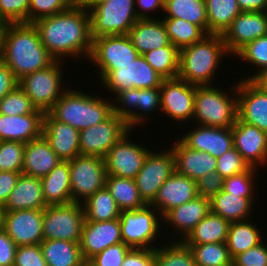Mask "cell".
Segmentation results:
<instances>
[{
  "label": "cell",
  "instance_id": "cell-8",
  "mask_svg": "<svg viewBox=\"0 0 267 266\" xmlns=\"http://www.w3.org/2000/svg\"><path fill=\"white\" fill-rule=\"evenodd\" d=\"M92 39L104 35H127L139 19L134 0H110L88 10Z\"/></svg>",
  "mask_w": 267,
  "mask_h": 266
},
{
  "label": "cell",
  "instance_id": "cell-21",
  "mask_svg": "<svg viewBox=\"0 0 267 266\" xmlns=\"http://www.w3.org/2000/svg\"><path fill=\"white\" fill-rule=\"evenodd\" d=\"M233 145L250 167L259 169L267 164V133L240 121L232 126Z\"/></svg>",
  "mask_w": 267,
  "mask_h": 266
},
{
  "label": "cell",
  "instance_id": "cell-23",
  "mask_svg": "<svg viewBox=\"0 0 267 266\" xmlns=\"http://www.w3.org/2000/svg\"><path fill=\"white\" fill-rule=\"evenodd\" d=\"M178 139L188 148L207 152L215 158L234 147L232 127L198 125Z\"/></svg>",
  "mask_w": 267,
  "mask_h": 266
},
{
  "label": "cell",
  "instance_id": "cell-54",
  "mask_svg": "<svg viewBox=\"0 0 267 266\" xmlns=\"http://www.w3.org/2000/svg\"><path fill=\"white\" fill-rule=\"evenodd\" d=\"M233 266H267V244L261 242L233 259Z\"/></svg>",
  "mask_w": 267,
  "mask_h": 266
},
{
  "label": "cell",
  "instance_id": "cell-38",
  "mask_svg": "<svg viewBox=\"0 0 267 266\" xmlns=\"http://www.w3.org/2000/svg\"><path fill=\"white\" fill-rule=\"evenodd\" d=\"M162 18H180L198 25L208 35L205 0H164Z\"/></svg>",
  "mask_w": 267,
  "mask_h": 266
},
{
  "label": "cell",
  "instance_id": "cell-29",
  "mask_svg": "<svg viewBox=\"0 0 267 266\" xmlns=\"http://www.w3.org/2000/svg\"><path fill=\"white\" fill-rule=\"evenodd\" d=\"M60 161L62 160L42 135L25 143L22 173L41 178L46 176Z\"/></svg>",
  "mask_w": 267,
  "mask_h": 266
},
{
  "label": "cell",
  "instance_id": "cell-58",
  "mask_svg": "<svg viewBox=\"0 0 267 266\" xmlns=\"http://www.w3.org/2000/svg\"><path fill=\"white\" fill-rule=\"evenodd\" d=\"M134 3L139 19H157L151 15L158 9L164 11V0H134Z\"/></svg>",
  "mask_w": 267,
  "mask_h": 266
},
{
  "label": "cell",
  "instance_id": "cell-22",
  "mask_svg": "<svg viewBox=\"0 0 267 266\" xmlns=\"http://www.w3.org/2000/svg\"><path fill=\"white\" fill-rule=\"evenodd\" d=\"M123 242L119 218L111 221H85L79 246L84 260H90L107 247Z\"/></svg>",
  "mask_w": 267,
  "mask_h": 266
},
{
  "label": "cell",
  "instance_id": "cell-45",
  "mask_svg": "<svg viewBox=\"0 0 267 266\" xmlns=\"http://www.w3.org/2000/svg\"><path fill=\"white\" fill-rule=\"evenodd\" d=\"M236 57L257 69L253 75L242 78V80H252L261 71L267 69V35L247 43L234 55V58Z\"/></svg>",
  "mask_w": 267,
  "mask_h": 266
},
{
  "label": "cell",
  "instance_id": "cell-42",
  "mask_svg": "<svg viewBox=\"0 0 267 266\" xmlns=\"http://www.w3.org/2000/svg\"><path fill=\"white\" fill-rule=\"evenodd\" d=\"M170 42L179 50L200 42L207 34L198 26L180 18H161Z\"/></svg>",
  "mask_w": 267,
  "mask_h": 266
},
{
  "label": "cell",
  "instance_id": "cell-31",
  "mask_svg": "<svg viewBox=\"0 0 267 266\" xmlns=\"http://www.w3.org/2000/svg\"><path fill=\"white\" fill-rule=\"evenodd\" d=\"M46 206L41 179L21 173L4 204V211L44 209Z\"/></svg>",
  "mask_w": 267,
  "mask_h": 266
},
{
  "label": "cell",
  "instance_id": "cell-62",
  "mask_svg": "<svg viewBox=\"0 0 267 266\" xmlns=\"http://www.w3.org/2000/svg\"><path fill=\"white\" fill-rule=\"evenodd\" d=\"M252 81L260 87L262 90L267 92V69L261 71L259 74H257Z\"/></svg>",
  "mask_w": 267,
  "mask_h": 266
},
{
  "label": "cell",
  "instance_id": "cell-2",
  "mask_svg": "<svg viewBox=\"0 0 267 266\" xmlns=\"http://www.w3.org/2000/svg\"><path fill=\"white\" fill-rule=\"evenodd\" d=\"M2 62L17 80L47 68L55 62L43 46L33 23H8L3 26Z\"/></svg>",
  "mask_w": 267,
  "mask_h": 266
},
{
  "label": "cell",
  "instance_id": "cell-32",
  "mask_svg": "<svg viewBox=\"0 0 267 266\" xmlns=\"http://www.w3.org/2000/svg\"><path fill=\"white\" fill-rule=\"evenodd\" d=\"M47 205L72 202L69 161H60L46 176L40 178Z\"/></svg>",
  "mask_w": 267,
  "mask_h": 266
},
{
  "label": "cell",
  "instance_id": "cell-20",
  "mask_svg": "<svg viewBox=\"0 0 267 266\" xmlns=\"http://www.w3.org/2000/svg\"><path fill=\"white\" fill-rule=\"evenodd\" d=\"M267 35L266 12H241L224 32L228 53L234 56L247 43Z\"/></svg>",
  "mask_w": 267,
  "mask_h": 266
},
{
  "label": "cell",
  "instance_id": "cell-25",
  "mask_svg": "<svg viewBox=\"0 0 267 266\" xmlns=\"http://www.w3.org/2000/svg\"><path fill=\"white\" fill-rule=\"evenodd\" d=\"M42 135L62 161L80 155V131L56 120L49 112L44 114Z\"/></svg>",
  "mask_w": 267,
  "mask_h": 266
},
{
  "label": "cell",
  "instance_id": "cell-40",
  "mask_svg": "<svg viewBox=\"0 0 267 266\" xmlns=\"http://www.w3.org/2000/svg\"><path fill=\"white\" fill-rule=\"evenodd\" d=\"M82 205L85 221L103 222L120 217L121 211L106 187L91 195Z\"/></svg>",
  "mask_w": 267,
  "mask_h": 266
},
{
  "label": "cell",
  "instance_id": "cell-15",
  "mask_svg": "<svg viewBox=\"0 0 267 266\" xmlns=\"http://www.w3.org/2000/svg\"><path fill=\"white\" fill-rule=\"evenodd\" d=\"M127 122L112 114L102 123L80 131V154L104 158L108 151L127 133L131 134Z\"/></svg>",
  "mask_w": 267,
  "mask_h": 266
},
{
  "label": "cell",
  "instance_id": "cell-63",
  "mask_svg": "<svg viewBox=\"0 0 267 266\" xmlns=\"http://www.w3.org/2000/svg\"><path fill=\"white\" fill-rule=\"evenodd\" d=\"M106 1L110 0H82L79 4L86 8L87 10L92 9L95 7L97 4L104 3Z\"/></svg>",
  "mask_w": 267,
  "mask_h": 266
},
{
  "label": "cell",
  "instance_id": "cell-16",
  "mask_svg": "<svg viewBox=\"0 0 267 266\" xmlns=\"http://www.w3.org/2000/svg\"><path fill=\"white\" fill-rule=\"evenodd\" d=\"M130 138L127 133L104 156L107 175L134 179L143 167L151 150Z\"/></svg>",
  "mask_w": 267,
  "mask_h": 266
},
{
  "label": "cell",
  "instance_id": "cell-48",
  "mask_svg": "<svg viewBox=\"0 0 267 266\" xmlns=\"http://www.w3.org/2000/svg\"><path fill=\"white\" fill-rule=\"evenodd\" d=\"M24 148L22 142L0 141V171L22 173Z\"/></svg>",
  "mask_w": 267,
  "mask_h": 266
},
{
  "label": "cell",
  "instance_id": "cell-13",
  "mask_svg": "<svg viewBox=\"0 0 267 266\" xmlns=\"http://www.w3.org/2000/svg\"><path fill=\"white\" fill-rule=\"evenodd\" d=\"M175 172V157L169 146L167 150H152L148 153L143 167L134 178L143 201L150 205L159 188Z\"/></svg>",
  "mask_w": 267,
  "mask_h": 266
},
{
  "label": "cell",
  "instance_id": "cell-64",
  "mask_svg": "<svg viewBox=\"0 0 267 266\" xmlns=\"http://www.w3.org/2000/svg\"><path fill=\"white\" fill-rule=\"evenodd\" d=\"M4 212V205L0 203V230L3 229Z\"/></svg>",
  "mask_w": 267,
  "mask_h": 266
},
{
  "label": "cell",
  "instance_id": "cell-61",
  "mask_svg": "<svg viewBox=\"0 0 267 266\" xmlns=\"http://www.w3.org/2000/svg\"><path fill=\"white\" fill-rule=\"evenodd\" d=\"M241 12H266L267 0H237Z\"/></svg>",
  "mask_w": 267,
  "mask_h": 266
},
{
  "label": "cell",
  "instance_id": "cell-5",
  "mask_svg": "<svg viewBox=\"0 0 267 266\" xmlns=\"http://www.w3.org/2000/svg\"><path fill=\"white\" fill-rule=\"evenodd\" d=\"M228 94L214 85H196L194 123L201 126L232 127L237 120V82ZM232 92V93H231Z\"/></svg>",
  "mask_w": 267,
  "mask_h": 266
},
{
  "label": "cell",
  "instance_id": "cell-65",
  "mask_svg": "<svg viewBox=\"0 0 267 266\" xmlns=\"http://www.w3.org/2000/svg\"><path fill=\"white\" fill-rule=\"evenodd\" d=\"M3 35H0V62H2Z\"/></svg>",
  "mask_w": 267,
  "mask_h": 266
},
{
  "label": "cell",
  "instance_id": "cell-26",
  "mask_svg": "<svg viewBox=\"0 0 267 266\" xmlns=\"http://www.w3.org/2000/svg\"><path fill=\"white\" fill-rule=\"evenodd\" d=\"M44 112L37 110L32 114H0V141L28 143L43 133Z\"/></svg>",
  "mask_w": 267,
  "mask_h": 266
},
{
  "label": "cell",
  "instance_id": "cell-57",
  "mask_svg": "<svg viewBox=\"0 0 267 266\" xmlns=\"http://www.w3.org/2000/svg\"><path fill=\"white\" fill-rule=\"evenodd\" d=\"M17 245L4 229L0 230V266H13Z\"/></svg>",
  "mask_w": 267,
  "mask_h": 266
},
{
  "label": "cell",
  "instance_id": "cell-12",
  "mask_svg": "<svg viewBox=\"0 0 267 266\" xmlns=\"http://www.w3.org/2000/svg\"><path fill=\"white\" fill-rule=\"evenodd\" d=\"M69 167L72 202L82 204L105 187L104 158L80 154L69 160Z\"/></svg>",
  "mask_w": 267,
  "mask_h": 266
},
{
  "label": "cell",
  "instance_id": "cell-44",
  "mask_svg": "<svg viewBox=\"0 0 267 266\" xmlns=\"http://www.w3.org/2000/svg\"><path fill=\"white\" fill-rule=\"evenodd\" d=\"M197 266H233L226 242L187 245Z\"/></svg>",
  "mask_w": 267,
  "mask_h": 266
},
{
  "label": "cell",
  "instance_id": "cell-36",
  "mask_svg": "<svg viewBox=\"0 0 267 266\" xmlns=\"http://www.w3.org/2000/svg\"><path fill=\"white\" fill-rule=\"evenodd\" d=\"M48 266H82L84 261L79 242L65 240H43L40 243Z\"/></svg>",
  "mask_w": 267,
  "mask_h": 266
},
{
  "label": "cell",
  "instance_id": "cell-10",
  "mask_svg": "<svg viewBox=\"0 0 267 266\" xmlns=\"http://www.w3.org/2000/svg\"><path fill=\"white\" fill-rule=\"evenodd\" d=\"M99 81L107 91L117 94L123 90L160 87L164 78L139 55L132 63L118 65L112 72H97Z\"/></svg>",
  "mask_w": 267,
  "mask_h": 266
},
{
  "label": "cell",
  "instance_id": "cell-18",
  "mask_svg": "<svg viewBox=\"0 0 267 266\" xmlns=\"http://www.w3.org/2000/svg\"><path fill=\"white\" fill-rule=\"evenodd\" d=\"M43 209L4 212L3 229L17 246L40 245L43 241Z\"/></svg>",
  "mask_w": 267,
  "mask_h": 266
},
{
  "label": "cell",
  "instance_id": "cell-33",
  "mask_svg": "<svg viewBox=\"0 0 267 266\" xmlns=\"http://www.w3.org/2000/svg\"><path fill=\"white\" fill-rule=\"evenodd\" d=\"M254 199L255 197H240L221 190L210 199V211L230 223L251 219Z\"/></svg>",
  "mask_w": 267,
  "mask_h": 266
},
{
  "label": "cell",
  "instance_id": "cell-28",
  "mask_svg": "<svg viewBox=\"0 0 267 266\" xmlns=\"http://www.w3.org/2000/svg\"><path fill=\"white\" fill-rule=\"evenodd\" d=\"M210 212V200L197 196L191 201L184 203L176 208L170 210L163 218L162 222L172 226V231L175 230L177 236H181L179 241L184 240L194 227L205 218ZM183 236V238H182Z\"/></svg>",
  "mask_w": 267,
  "mask_h": 266
},
{
  "label": "cell",
  "instance_id": "cell-24",
  "mask_svg": "<svg viewBox=\"0 0 267 266\" xmlns=\"http://www.w3.org/2000/svg\"><path fill=\"white\" fill-rule=\"evenodd\" d=\"M197 196L196 181L175 171L159 188L150 205L155 207L163 218L170 210Z\"/></svg>",
  "mask_w": 267,
  "mask_h": 266
},
{
  "label": "cell",
  "instance_id": "cell-39",
  "mask_svg": "<svg viewBox=\"0 0 267 266\" xmlns=\"http://www.w3.org/2000/svg\"><path fill=\"white\" fill-rule=\"evenodd\" d=\"M208 34L223 35L241 13L237 0H205Z\"/></svg>",
  "mask_w": 267,
  "mask_h": 266
},
{
  "label": "cell",
  "instance_id": "cell-59",
  "mask_svg": "<svg viewBox=\"0 0 267 266\" xmlns=\"http://www.w3.org/2000/svg\"><path fill=\"white\" fill-rule=\"evenodd\" d=\"M21 172L0 171V203H6L11 191L16 186Z\"/></svg>",
  "mask_w": 267,
  "mask_h": 266
},
{
  "label": "cell",
  "instance_id": "cell-55",
  "mask_svg": "<svg viewBox=\"0 0 267 266\" xmlns=\"http://www.w3.org/2000/svg\"><path fill=\"white\" fill-rule=\"evenodd\" d=\"M198 196L211 199L223 190L224 178L219 172H211L196 181Z\"/></svg>",
  "mask_w": 267,
  "mask_h": 266
},
{
  "label": "cell",
  "instance_id": "cell-49",
  "mask_svg": "<svg viewBox=\"0 0 267 266\" xmlns=\"http://www.w3.org/2000/svg\"><path fill=\"white\" fill-rule=\"evenodd\" d=\"M73 4L72 0H30L28 23L67 11Z\"/></svg>",
  "mask_w": 267,
  "mask_h": 266
},
{
  "label": "cell",
  "instance_id": "cell-3",
  "mask_svg": "<svg viewBox=\"0 0 267 266\" xmlns=\"http://www.w3.org/2000/svg\"><path fill=\"white\" fill-rule=\"evenodd\" d=\"M228 53L222 35H206L200 42L180 50L178 78L189 84L212 85L217 67ZM223 57V58H222Z\"/></svg>",
  "mask_w": 267,
  "mask_h": 266
},
{
  "label": "cell",
  "instance_id": "cell-41",
  "mask_svg": "<svg viewBox=\"0 0 267 266\" xmlns=\"http://www.w3.org/2000/svg\"><path fill=\"white\" fill-rule=\"evenodd\" d=\"M174 234L175 231L171 236L173 241L164 242L161 244L163 246L155 248L154 266H197L191 249L175 238Z\"/></svg>",
  "mask_w": 267,
  "mask_h": 266
},
{
  "label": "cell",
  "instance_id": "cell-67",
  "mask_svg": "<svg viewBox=\"0 0 267 266\" xmlns=\"http://www.w3.org/2000/svg\"><path fill=\"white\" fill-rule=\"evenodd\" d=\"M3 26L4 23L0 20V35H3Z\"/></svg>",
  "mask_w": 267,
  "mask_h": 266
},
{
  "label": "cell",
  "instance_id": "cell-27",
  "mask_svg": "<svg viewBox=\"0 0 267 266\" xmlns=\"http://www.w3.org/2000/svg\"><path fill=\"white\" fill-rule=\"evenodd\" d=\"M171 144L175 157V171L195 181L216 171L217 161L211 154L185 146L180 140Z\"/></svg>",
  "mask_w": 267,
  "mask_h": 266
},
{
  "label": "cell",
  "instance_id": "cell-53",
  "mask_svg": "<svg viewBox=\"0 0 267 266\" xmlns=\"http://www.w3.org/2000/svg\"><path fill=\"white\" fill-rule=\"evenodd\" d=\"M13 266H48L40 245L17 246Z\"/></svg>",
  "mask_w": 267,
  "mask_h": 266
},
{
  "label": "cell",
  "instance_id": "cell-11",
  "mask_svg": "<svg viewBox=\"0 0 267 266\" xmlns=\"http://www.w3.org/2000/svg\"><path fill=\"white\" fill-rule=\"evenodd\" d=\"M112 99L113 113L127 122L128 127L133 130L140 124L147 122V115L161 110L160 87L123 90ZM141 111V112H140ZM151 112V113H150ZM148 113V114H147Z\"/></svg>",
  "mask_w": 267,
  "mask_h": 266
},
{
  "label": "cell",
  "instance_id": "cell-66",
  "mask_svg": "<svg viewBox=\"0 0 267 266\" xmlns=\"http://www.w3.org/2000/svg\"><path fill=\"white\" fill-rule=\"evenodd\" d=\"M82 266H96L90 260H84Z\"/></svg>",
  "mask_w": 267,
  "mask_h": 266
},
{
  "label": "cell",
  "instance_id": "cell-6",
  "mask_svg": "<svg viewBox=\"0 0 267 266\" xmlns=\"http://www.w3.org/2000/svg\"><path fill=\"white\" fill-rule=\"evenodd\" d=\"M62 65L61 61H55L47 68L25 75L18 80V86L29 97L37 110L44 113L49 112L68 90L67 86L62 85L64 75Z\"/></svg>",
  "mask_w": 267,
  "mask_h": 266
},
{
  "label": "cell",
  "instance_id": "cell-50",
  "mask_svg": "<svg viewBox=\"0 0 267 266\" xmlns=\"http://www.w3.org/2000/svg\"><path fill=\"white\" fill-rule=\"evenodd\" d=\"M30 0H0V20L8 23H28Z\"/></svg>",
  "mask_w": 267,
  "mask_h": 266
},
{
  "label": "cell",
  "instance_id": "cell-37",
  "mask_svg": "<svg viewBox=\"0 0 267 266\" xmlns=\"http://www.w3.org/2000/svg\"><path fill=\"white\" fill-rule=\"evenodd\" d=\"M105 187L115 199L120 211L136 210L147 205L141 198L135 180L132 178L107 175Z\"/></svg>",
  "mask_w": 267,
  "mask_h": 266
},
{
  "label": "cell",
  "instance_id": "cell-43",
  "mask_svg": "<svg viewBox=\"0 0 267 266\" xmlns=\"http://www.w3.org/2000/svg\"><path fill=\"white\" fill-rule=\"evenodd\" d=\"M150 66L164 79L176 78L179 73L180 50L172 43L143 54Z\"/></svg>",
  "mask_w": 267,
  "mask_h": 266
},
{
  "label": "cell",
  "instance_id": "cell-9",
  "mask_svg": "<svg viewBox=\"0 0 267 266\" xmlns=\"http://www.w3.org/2000/svg\"><path fill=\"white\" fill-rule=\"evenodd\" d=\"M84 222L81 203L47 205L43 209V240L80 242Z\"/></svg>",
  "mask_w": 267,
  "mask_h": 266
},
{
  "label": "cell",
  "instance_id": "cell-47",
  "mask_svg": "<svg viewBox=\"0 0 267 266\" xmlns=\"http://www.w3.org/2000/svg\"><path fill=\"white\" fill-rule=\"evenodd\" d=\"M37 111L29 97L17 86L0 100V114L25 115Z\"/></svg>",
  "mask_w": 267,
  "mask_h": 266
},
{
  "label": "cell",
  "instance_id": "cell-51",
  "mask_svg": "<svg viewBox=\"0 0 267 266\" xmlns=\"http://www.w3.org/2000/svg\"><path fill=\"white\" fill-rule=\"evenodd\" d=\"M216 161V171L219 172L223 178L242 173L250 168L248 163L234 147L216 158Z\"/></svg>",
  "mask_w": 267,
  "mask_h": 266
},
{
  "label": "cell",
  "instance_id": "cell-34",
  "mask_svg": "<svg viewBox=\"0 0 267 266\" xmlns=\"http://www.w3.org/2000/svg\"><path fill=\"white\" fill-rule=\"evenodd\" d=\"M229 226V221L210 211L182 241L186 245L226 242Z\"/></svg>",
  "mask_w": 267,
  "mask_h": 266
},
{
  "label": "cell",
  "instance_id": "cell-35",
  "mask_svg": "<svg viewBox=\"0 0 267 266\" xmlns=\"http://www.w3.org/2000/svg\"><path fill=\"white\" fill-rule=\"evenodd\" d=\"M252 221L251 218L230 223L226 245L232 259L265 241L262 230Z\"/></svg>",
  "mask_w": 267,
  "mask_h": 266
},
{
  "label": "cell",
  "instance_id": "cell-52",
  "mask_svg": "<svg viewBox=\"0 0 267 266\" xmlns=\"http://www.w3.org/2000/svg\"><path fill=\"white\" fill-rule=\"evenodd\" d=\"M131 249L124 242L109 246L90 259L96 266H122L123 260Z\"/></svg>",
  "mask_w": 267,
  "mask_h": 266
},
{
  "label": "cell",
  "instance_id": "cell-14",
  "mask_svg": "<svg viewBox=\"0 0 267 266\" xmlns=\"http://www.w3.org/2000/svg\"><path fill=\"white\" fill-rule=\"evenodd\" d=\"M140 54L128 35H104L93 39L90 61L98 72H112L118 65L132 63Z\"/></svg>",
  "mask_w": 267,
  "mask_h": 266
},
{
  "label": "cell",
  "instance_id": "cell-4",
  "mask_svg": "<svg viewBox=\"0 0 267 266\" xmlns=\"http://www.w3.org/2000/svg\"><path fill=\"white\" fill-rule=\"evenodd\" d=\"M84 92L68 88L49 113L78 131L102 123L113 114L112 100Z\"/></svg>",
  "mask_w": 267,
  "mask_h": 266
},
{
  "label": "cell",
  "instance_id": "cell-19",
  "mask_svg": "<svg viewBox=\"0 0 267 266\" xmlns=\"http://www.w3.org/2000/svg\"><path fill=\"white\" fill-rule=\"evenodd\" d=\"M237 118L267 133V92L252 80L237 82Z\"/></svg>",
  "mask_w": 267,
  "mask_h": 266
},
{
  "label": "cell",
  "instance_id": "cell-17",
  "mask_svg": "<svg viewBox=\"0 0 267 266\" xmlns=\"http://www.w3.org/2000/svg\"><path fill=\"white\" fill-rule=\"evenodd\" d=\"M161 111L171 120L186 123L193 121L196 85L178 77L164 79L160 86Z\"/></svg>",
  "mask_w": 267,
  "mask_h": 266
},
{
  "label": "cell",
  "instance_id": "cell-56",
  "mask_svg": "<svg viewBox=\"0 0 267 266\" xmlns=\"http://www.w3.org/2000/svg\"><path fill=\"white\" fill-rule=\"evenodd\" d=\"M155 249L131 248L122 266H154Z\"/></svg>",
  "mask_w": 267,
  "mask_h": 266
},
{
  "label": "cell",
  "instance_id": "cell-46",
  "mask_svg": "<svg viewBox=\"0 0 267 266\" xmlns=\"http://www.w3.org/2000/svg\"><path fill=\"white\" fill-rule=\"evenodd\" d=\"M259 169L250 167L247 171L224 178L223 191L240 197H254L257 186V171ZM256 183V184H255Z\"/></svg>",
  "mask_w": 267,
  "mask_h": 266
},
{
  "label": "cell",
  "instance_id": "cell-68",
  "mask_svg": "<svg viewBox=\"0 0 267 266\" xmlns=\"http://www.w3.org/2000/svg\"><path fill=\"white\" fill-rule=\"evenodd\" d=\"M74 3H80L82 0H72Z\"/></svg>",
  "mask_w": 267,
  "mask_h": 266
},
{
  "label": "cell",
  "instance_id": "cell-60",
  "mask_svg": "<svg viewBox=\"0 0 267 266\" xmlns=\"http://www.w3.org/2000/svg\"><path fill=\"white\" fill-rule=\"evenodd\" d=\"M17 86L18 80L13 71L4 62H0V100Z\"/></svg>",
  "mask_w": 267,
  "mask_h": 266
},
{
  "label": "cell",
  "instance_id": "cell-1",
  "mask_svg": "<svg viewBox=\"0 0 267 266\" xmlns=\"http://www.w3.org/2000/svg\"><path fill=\"white\" fill-rule=\"evenodd\" d=\"M33 24L41 43L55 61L89 59L93 42L90 15L80 4L75 3L67 11L40 18Z\"/></svg>",
  "mask_w": 267,
  "mask_h": 266
},
{
  "label": "cell",
  "instance_id": "cell-7",
  "mask_svg": "<svg viewBox=\"0 0 267 266\" xmlns=\"http://www.w3.org/2000/svg\"><path fill=\"white\" fill-rule=\"evenodd\" d=\"M119 221L123 242L131 248L155 249L160 244V242L156 244V239L164 236L160 235L162 217L151 205L136 210L121 211Z\"/></svg>",
  "mask_w": 267,
  "mask_h": 266
},
{
  "label": "cell",
  "instance_id": "cell-30",
  "mask_svg": "<svg viewBox=\"0 0 267 266\" xmlns=\"http://www.w3.org/2000/svg\"><path fill=\"white\" fill-rule=\"evenodd\" d=\"M140 55L170 45V39L161 18L138 19L127 34Z\"/></svg>",
  "mask_w": 267,
  "mask_h": 266
}]
</instances>
